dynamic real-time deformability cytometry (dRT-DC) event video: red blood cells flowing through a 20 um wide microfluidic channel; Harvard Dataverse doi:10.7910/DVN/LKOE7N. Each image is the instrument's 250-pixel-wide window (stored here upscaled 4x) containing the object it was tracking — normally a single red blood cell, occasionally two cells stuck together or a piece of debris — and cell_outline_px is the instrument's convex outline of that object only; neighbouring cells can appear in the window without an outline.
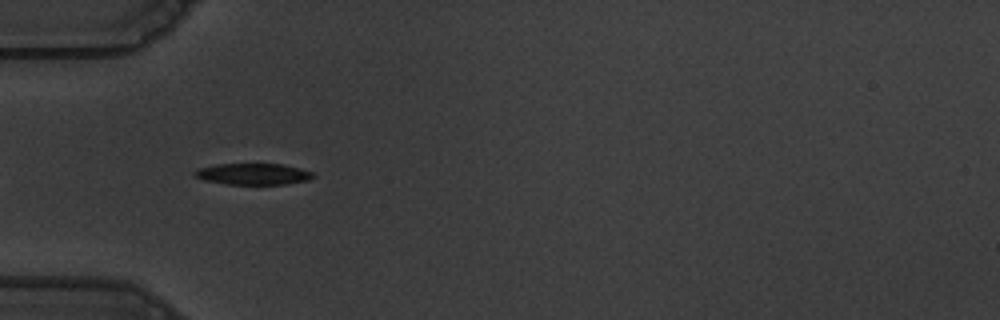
{"species": "common noctule bat (a hibernating species)", "species_latin": "Nyctalus noctula", "temperature_condition": "warm", "stored_images_in_passage": 42, "camera_frame_rate_fps": 3000, "um_per_image_px": 0.085, "animal": {"sex": "male", "body_mass_g": 19.5, "forearm_length_mm": 54.6}, "frame": {"image": 1, "passage_image": 4, "time_ms": 1.0, "image_size_px": [1000, 320], "cell_outline_px": [[316, 176], [308, 180], [288, 184], [228, 184], [204, 180], [196, 176], [192, 172], [196, 168], [216, 164], [284, 164], [300, 168], [312, 172]], "centroid_in_image_um": [21.52, 14.78], "position_along_channel_um": 63.5, "area_um2": 14.8}}
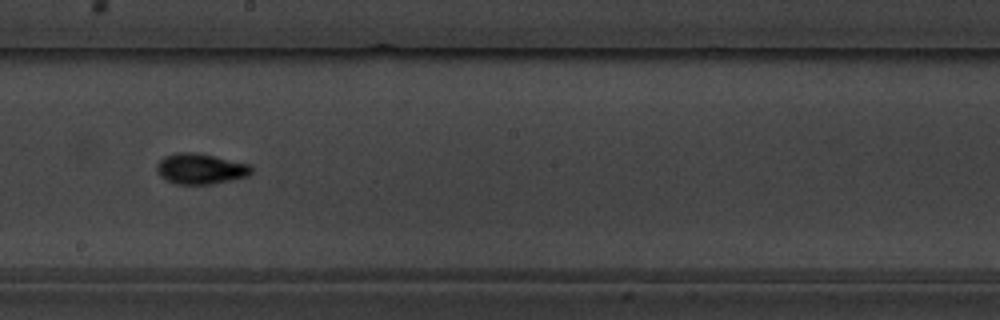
{"frame": {"image": 2, "passage_image": 18, "time_ms": 5.667, "image_size_px": [1000, 320], "cell_outline_px": [[252, 172], [248, 176], [212, 184], [176, 184], [160, 176], [156, 168], [156, 164], [164, 156], [176, 152], [196, 152], [248, 164], [252, 168]], "centroid_in_image_um": [17.01, 14.34], "position_along_channel_um": 231.2, "area_um2": 16.76}}
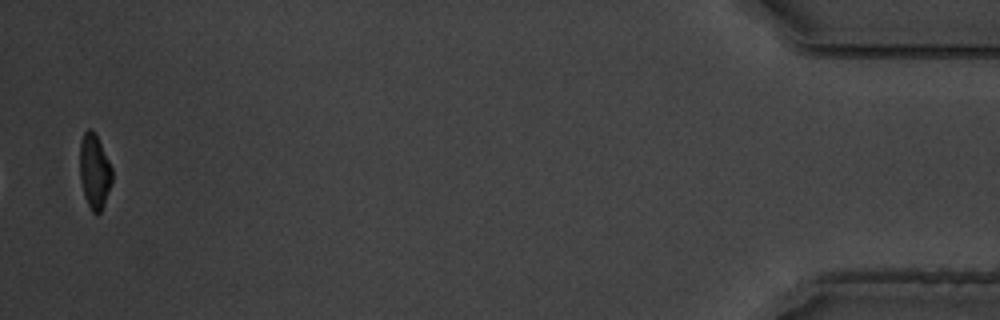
{"frame": {"image": 3, "passage_image": 41, "time_ms": 13.333, "image_size_px": [1000, 320], "cell_outline_px": [[112, 184], [104, 204], [100, 212], [92, 212], [84, 196], [80, 176], [80, 144], [84, 132], [88, 128], [92, 128], [96, 132], [112, 168]], "centroid_in_image_um": [8.04, 14.52], "position_along_channel_um": 427.2, "area_um2": 14.1}, "authors_computed_cell_mechanics": {"area_um2": 15.4904, "velocity_mm_per_s": 3.6456, "shape_relaxation_time_tau1_ms": 3.5331, "shape_relaxation_time_tau2_ms": 1.6687, "deformation_change_tau1": 0.1655, "deformation_change_tau2": 0.0685}}